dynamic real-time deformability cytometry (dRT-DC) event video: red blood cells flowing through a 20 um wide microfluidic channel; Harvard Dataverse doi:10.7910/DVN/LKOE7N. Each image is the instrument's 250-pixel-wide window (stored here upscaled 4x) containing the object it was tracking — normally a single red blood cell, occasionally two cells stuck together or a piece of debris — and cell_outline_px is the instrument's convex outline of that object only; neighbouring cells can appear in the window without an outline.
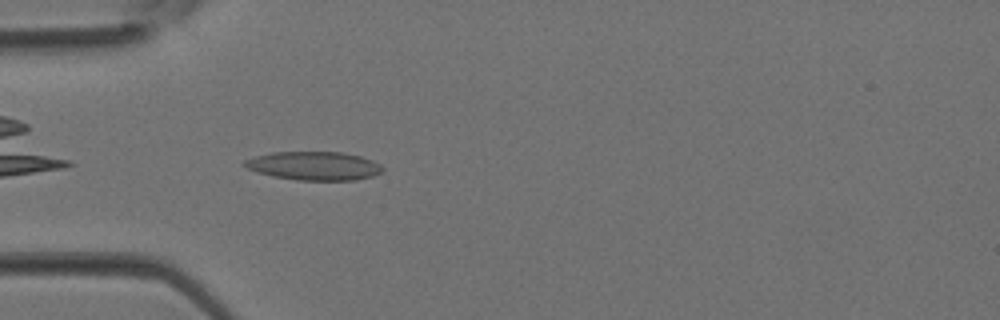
{"species": "Egyptian fruit bat (a non-hibernating species)", "species_latin": "Rousettus aegyptiacus", "temperature_condition": "room temperature", "stored_images_in_passage": 4, "camera_frame_rate_fps": 3000, "um_per_image_px": 0.085, "animal": {"sex": "female"}, "frame": {"image": 1, "passage_image": 4, "time_ms": 1.0, "image_size_px": [1000, 320], "cell_outline_px": [[384, 172], [372, 176], [356, 180], [300, 180], [272, 176], [248, 168], [240, 164], [244, 160], [256, 156], [272, 152], [344, 152], [360, 156], [372, 160], [380, 164], [384, 168]], "centroid_in_image_um": [26.73, 14.09], "position_along_channel_um": 58.3, "area_um2": 23.0}}